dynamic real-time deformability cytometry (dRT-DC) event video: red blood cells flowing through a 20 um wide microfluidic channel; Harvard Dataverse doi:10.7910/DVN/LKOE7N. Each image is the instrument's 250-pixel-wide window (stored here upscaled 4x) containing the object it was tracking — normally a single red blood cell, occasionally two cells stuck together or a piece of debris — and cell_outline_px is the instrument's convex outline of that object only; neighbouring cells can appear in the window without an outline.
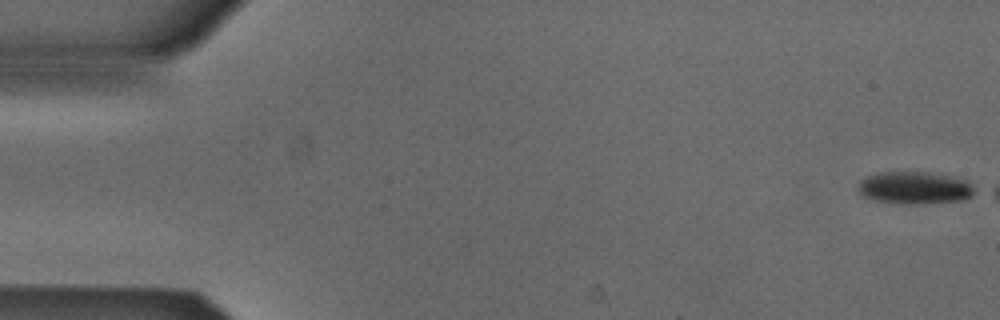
{"species": "Egyptian fruit bat (a non-hibernating species)", "species_latin": "Rousettus aegyptiacus", "temperature_condition": "cold", "stored_images_in_passage": 4, "camera_frame_rate_fps": 3000, "um_per_image_px": 0.085, "animal": {"sex": "male"}, "frame": {"image": 1, "passage_image": 1, "time_ms": 0.0, "image_size_px": [1000, 320], "cell_outline_px": [[980, 192], [964, 200], [924, 204], [908, 204], [876, 200], [864, 196], [860, 192], [860, 180], [868, 176], [880, 172], [928, 172], [952, 176], [968, 180]], "centroid_in_image_um": [77.88, 15.96], "position_along_channel_um": 7.1, "area_um2": 22.2}}